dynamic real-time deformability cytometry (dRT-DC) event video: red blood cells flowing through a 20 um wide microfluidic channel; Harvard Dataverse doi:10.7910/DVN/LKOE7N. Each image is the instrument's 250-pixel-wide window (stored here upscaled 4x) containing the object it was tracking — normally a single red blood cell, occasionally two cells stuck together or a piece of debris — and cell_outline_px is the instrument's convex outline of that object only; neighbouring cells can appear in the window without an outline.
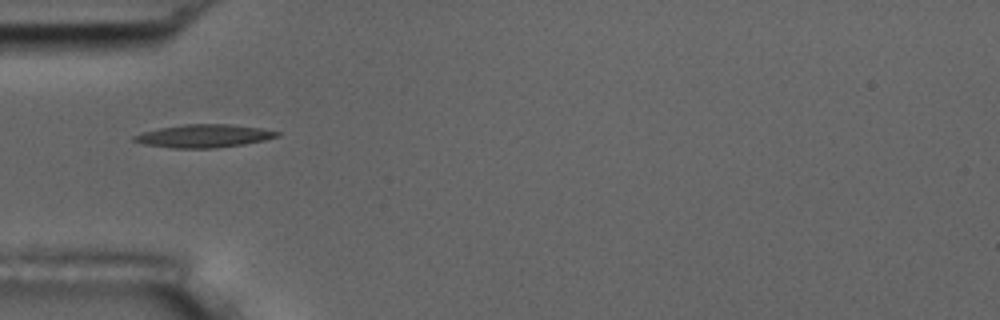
{"species": "common noctule bat (a hibernating species)", "species_latin": "Nyctalus noctula", "temperature_condition": "room temperature", "stored_images_in_passage": 8, "camera_frame_rate_fps": 3000, "um_per_image_px": 0.085, "animal": {"sex": "male", "body_mass_g": 17.5, "forearm_length_mm": 52.3}, "frame": {"image": 1, "passage_image": 6, "time_ms": 5.667, "image_size_px": [1000, 320], "cell_outline_px": [[280, 136], [264, 140], [244, 144], [216, 148], [172, 148], [144, 144], [132, 140], [132, 136], [140, 132], [160, 128], [184, 124], [228, 124], [260, 128], [280, 132]], "centroid_in_image_um": [17.3, 11.56], "position_along_channel_um": 67.7, "area_um2": 19.19}}